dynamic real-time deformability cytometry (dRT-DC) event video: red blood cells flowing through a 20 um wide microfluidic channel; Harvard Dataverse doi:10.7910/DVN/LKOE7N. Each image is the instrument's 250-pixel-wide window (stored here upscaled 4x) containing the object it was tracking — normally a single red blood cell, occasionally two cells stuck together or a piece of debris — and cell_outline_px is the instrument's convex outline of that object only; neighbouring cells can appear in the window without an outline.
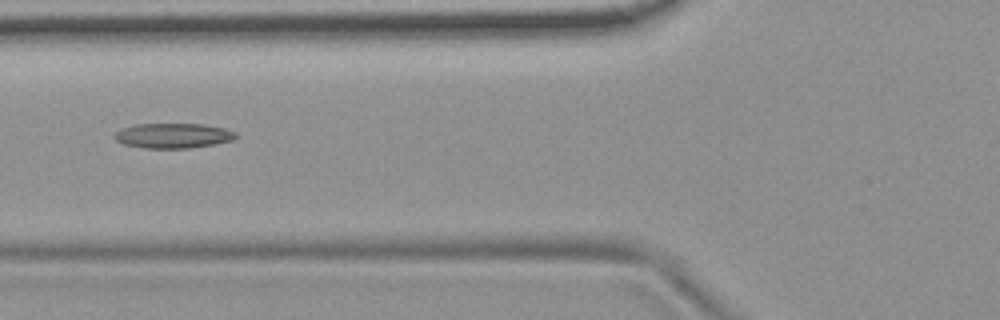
{"species": "common noctule bat (a hibernating species)", "species_latin": "Nyctalus noctula", "temperature_condition": "room temperature", "stored_images_in_passage": 3, "camera_frame_rate_fps": 3000, "um_per_image_px": 0.085, "animal": {"sex": "female", "body_mass_g": 19.9}, "frame": {"image": 1, "passage_image": 3, "time_ms": 2.333, "image_size_px": [1000, 320], "cell_outline_px": [[236, 136], [232, 140], [212, 144], [188, 148], [144, 148], [124, 144], [116, 140], [112, 136], [116, 132], [124, 128], [136, 124], [204, 124], [224, 128], [236, 132]], "centroid_in_image_um": [14.7, 11.53], "position_along_channel_um": 111.1, "area_um2": 17.46}}